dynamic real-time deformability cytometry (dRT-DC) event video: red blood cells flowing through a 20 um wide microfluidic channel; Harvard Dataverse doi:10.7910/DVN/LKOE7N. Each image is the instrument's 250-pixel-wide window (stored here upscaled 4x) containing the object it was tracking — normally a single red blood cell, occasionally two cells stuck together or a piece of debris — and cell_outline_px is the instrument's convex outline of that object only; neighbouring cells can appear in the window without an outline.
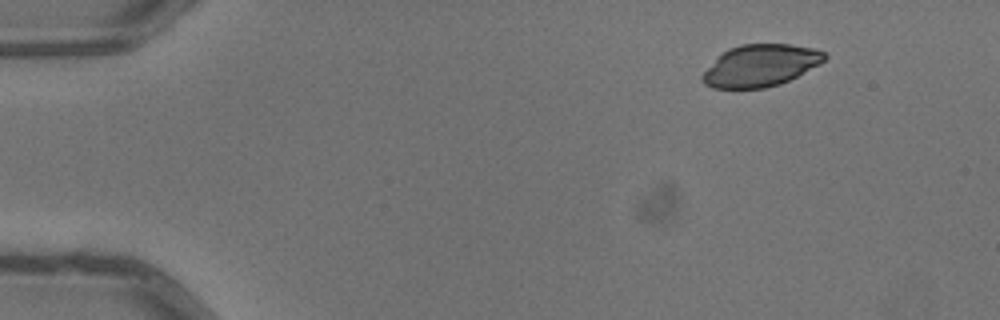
{"species": "common noctule bat (a hibernating species)", "species_latin": "Nyctalus noctula", "temperature_condition": "warm", "stored_images_in_passage": 4, "segment_of_instrument_passage": [1, 2], "camera_frame_rate_fps": 3000, "um_per_image_px": 0.085, "animal": {"sex": "male", "body_mass_g": 13.3}, "frame": {"image": 1, "passage_image": 1, "time_ms": 0.0, "image_size_px": [1000, 320], "cell_outline_px": [[828, 56], [820, 64], [780, 84], [764, 88], [712, 88], [704, 84], [700, 80], [700, 76], [728, 48], [740, 44], [788, 44], [816, 48], [824, 52]], "centroid_in_image_um": [64.65, 5.57], "position_along_channel_um": 20.4, "area_um2": 29.65}}